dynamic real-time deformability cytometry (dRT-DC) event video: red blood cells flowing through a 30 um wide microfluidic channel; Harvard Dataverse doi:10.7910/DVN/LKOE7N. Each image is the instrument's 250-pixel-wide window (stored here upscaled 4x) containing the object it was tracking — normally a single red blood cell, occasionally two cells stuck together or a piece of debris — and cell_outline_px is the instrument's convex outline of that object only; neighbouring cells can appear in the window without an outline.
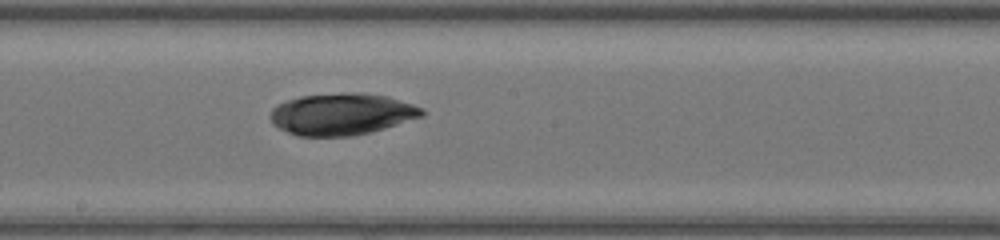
{"species": "common noctule bat (a hibernating species)", "species_latin": "Nyctalus noctula", "temperature_condition": "warm", "stored_images_in_passage": 33, "camera_frame_rate_fps": 3000, "um_per_image_px": 0.085, "animal": {"sex": "female", "body_mass_g": 17.0, "forearm_length_mm": 48.0}, "frame": {"image": 1, "passage_image": 17, "time_ms": 5.333, "image_size_px": [1000, 240], "cell_outline_px": [[424, 116], [372, 132], [352, 136], [296, 136], [272, 124], [272, 108], [276, 104], [284, 100], [300, 96], [344, 92], [352, 92], [388, 96], [424, 108]], "centroid_in_image_um": [29.05, 9.7], "position_along_channel_um": 219.1, "area_um2": 37.05}}
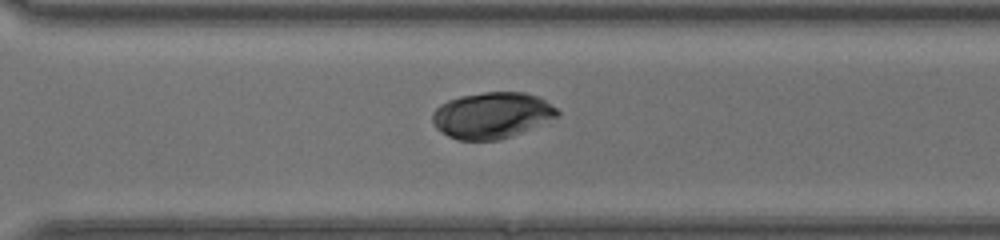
{"frame": {"image": 2, "passage_image": 25, "time_ms": 8.0, "image_size_px": [1000, 240], "cell_outline_px": [[560, 112], [556, 116], [512, 136], [500, 140], [460, 140], [448, 136], [440, 132], [432, 124], [432, 112], [440, 104], [448, 100], [460, 96], [484, 92], [524, 92], [540, 96], [556, 108]], "centroid_in_image_um": [41.76, 9.79], "position_along_channel_um": 328.8, "area_um2": 33.52}}
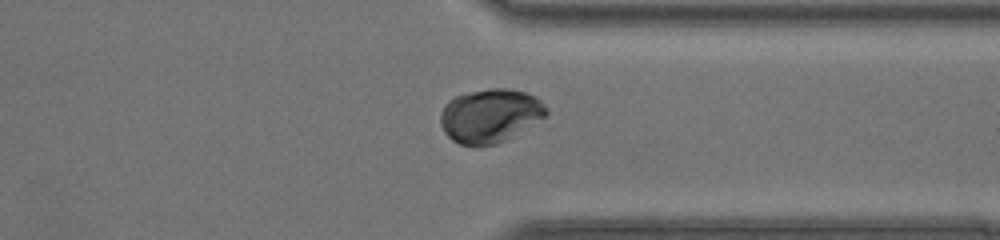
{"frame": {"image": 3, "passage_image": 28, "time_ms": 9.0, "image_size_px": [1000, 240], "cell_outline_px": [[548, 112], [544, 116], [508, 140], [496, 144], [480, 148], [476, 148], [460, 144], [452, 140], [444, 132], [440, 124], [440, 116], [444, 104], [448, 100], [456, 96], [468, 92], [488, 88], [508, 88], [524, 92], [536, 96], [548, 108]], "centroid_in_image_um": [41.63, 9.86], "position_along_channel_um": 369.8, "area_um2": 33.64}}